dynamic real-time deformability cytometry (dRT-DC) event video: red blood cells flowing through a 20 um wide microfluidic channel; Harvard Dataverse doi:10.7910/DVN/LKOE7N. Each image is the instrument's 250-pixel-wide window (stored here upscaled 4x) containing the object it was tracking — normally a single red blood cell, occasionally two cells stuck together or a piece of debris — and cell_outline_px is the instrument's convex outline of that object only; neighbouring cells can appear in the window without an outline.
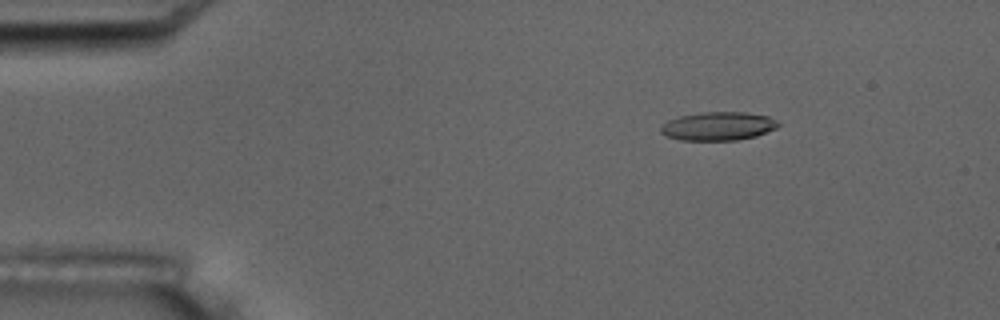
{"species": "common noctule bat (a hibernating species)", "species_latin": "Nyctalus noctula", "temperature_condition": "room temperature", "stored_images_in_passage": 8, "camera_frame_rate_fps": 3000, "um_per_image_px": 0.085, "animal": {"sex": "male", "body_mass_g": 17.5, "forearm_length_mm": 52.3}, "frame": {"image": 1, "passage_image": 3, "time_ms": 2.333, "image_size_px": [1000, 320], "cell_outline_px": [[780, 124], [776, 128], [756, 136], [736, 140], [680, 140], [668, 136], [660, 132], [660, 128], [668, 120], [680, 116], [704, 112], [744, 112], [768, 116], [776, 120]], "centroid_in_image_um": [61.05, 10.72], "position_along_channel_um": 23.9, "area_um2": 19.36}}